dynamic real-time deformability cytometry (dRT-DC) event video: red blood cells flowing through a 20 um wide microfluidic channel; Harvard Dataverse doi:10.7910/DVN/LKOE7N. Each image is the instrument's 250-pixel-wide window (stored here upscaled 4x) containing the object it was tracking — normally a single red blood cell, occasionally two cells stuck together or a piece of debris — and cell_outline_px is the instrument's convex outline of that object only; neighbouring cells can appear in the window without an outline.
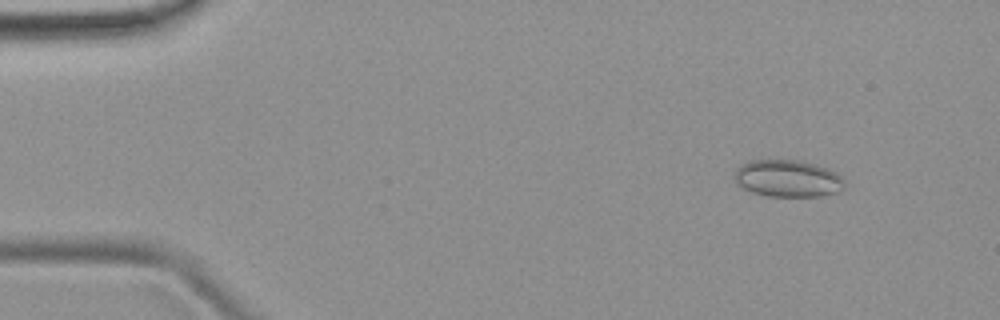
{"species": "common noctule bat (a hibernating species)", "species_latin": "Nyctalus noctula", "temperature_condition": "room temperature", "stored_images_in_passage": 6, "camera_frame_rate_fps": 3000, "um_per_image_px": 0.085, "animal": {"sex": "female", "body_mass_g": 19.9}, "frame": {"image": 1, "passage_image": 2, "time_ms": 1.333, "image_size_px": [1000, 320], "cell_outline_px": [[844, 188], [840, 192], [824, 196], [768, 196], [752, 192], [744, 188], [732, 176], [736, 168], [740, 164], [748, 160], [796, 160], [816, 164], [828, 168], [836, 172], [844, 180]], "centroid_in_image_um": [66.97, 15.16], "position_along_channel_um": 18.0, "area_um2": 23.99}}
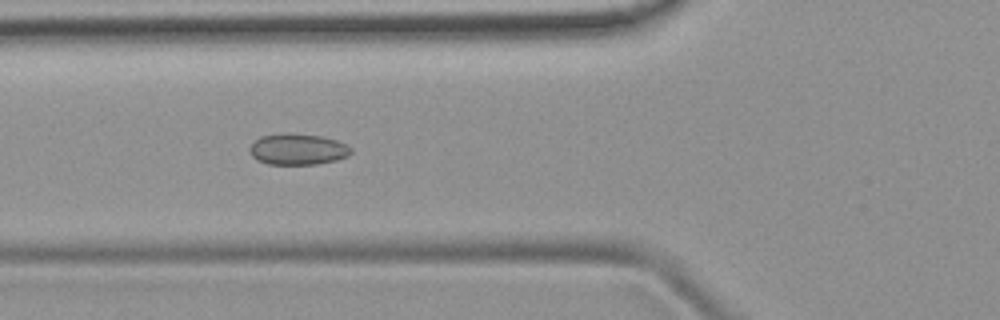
{"frame": {"image": 2, "passage_image": 6, "time_ms": 5.667, "image_size_px": [1000, 320], "cell_outline_px": [[352, 152], [348, 156], [336, 160], [316, 164], [268, 164], [256, 160], [252, 156], [248, 148], [260, 136], [284, 132], [288, 132], [320, 136], [336, 140], [352, 148]], "centroid_in_image_um": [25.28, 12.68], "position_along_channel_um": 100.5, "area_um2": 18.5}}